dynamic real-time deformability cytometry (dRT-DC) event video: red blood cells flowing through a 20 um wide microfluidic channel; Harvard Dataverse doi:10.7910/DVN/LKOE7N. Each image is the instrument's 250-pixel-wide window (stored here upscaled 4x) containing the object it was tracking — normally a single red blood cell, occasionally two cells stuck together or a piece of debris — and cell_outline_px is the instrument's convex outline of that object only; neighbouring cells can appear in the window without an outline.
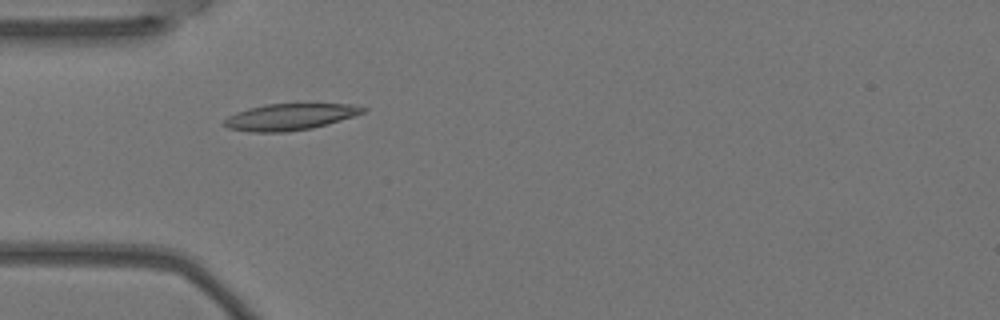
{"species": "Egyptian fruit bat (a non-hibernating species)", "species_latin": "Rousettus aegyptiacus", "temperature_condition": "warm", "stored_images_in_passage": 10, "camera_frame_rate_fps": 3000, "um_per_image_px": 0.085, "animal": {"sex": "female"}, "frame": {"image": 1, "passage_image": 4, "time_ms": 1.0, "image_size_px": [1000, 320], "cell_outline_px": [[368, 112], [328, 124], [312, 128], [288, 132], [248, 132], [228, 128], [220, 124], [228, 116], [236, 112], [248, 108], [264, 104], [352, 104], [368, 108]], "centroid_in_image_um": [24.64, 9.94], "position_along_channel_um": 60.4, "area_um2": 21.73}}
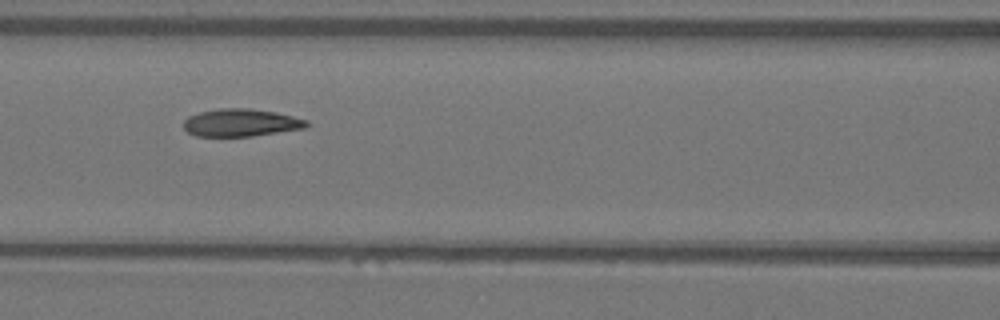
{"frame": {"image": 2, "passage_image": 6, "time_ms": 1.667, "image_size_px": [1000, 320], "cell_outline_px": [[308, 124], [304, 128], [252, 136], [196, 136], [188, 132], [184, 128], [184, 120], [188, 116], [200, 112], [220, 108], [248, 108], [276, 112], [308, 120]], "centroid_in_image_um": [20.46, 10.42], "position_along_channel_um": 146.1, "area_um2": 19.65}}
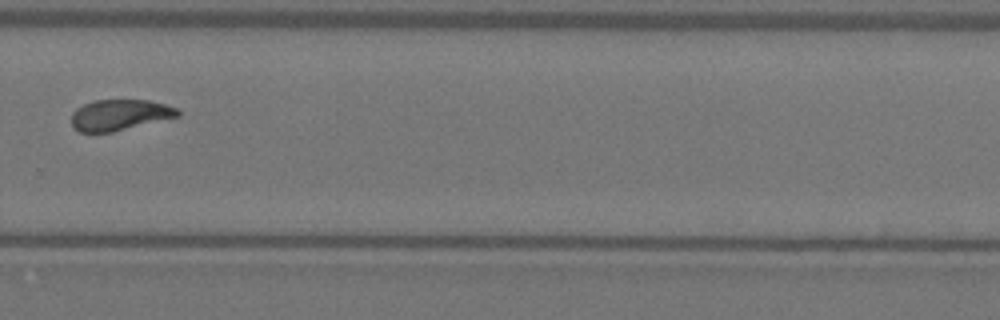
{"frame": {"image": 3, "passage_image": 10, "time_ms": 3.0, "image_size_px": [1000, 320], "cell_outline_px": [[180, 116], [112, 132], [80, 132], [72, 128], [72, 112], [76, 108], [92, 100], [148, 100], [164, 104], [176, 108], [180, 112]], "centroid_in_image_um": [10.14, 9.77], "position_along_channel_um": 319.7, "area_um2": 19.13}}